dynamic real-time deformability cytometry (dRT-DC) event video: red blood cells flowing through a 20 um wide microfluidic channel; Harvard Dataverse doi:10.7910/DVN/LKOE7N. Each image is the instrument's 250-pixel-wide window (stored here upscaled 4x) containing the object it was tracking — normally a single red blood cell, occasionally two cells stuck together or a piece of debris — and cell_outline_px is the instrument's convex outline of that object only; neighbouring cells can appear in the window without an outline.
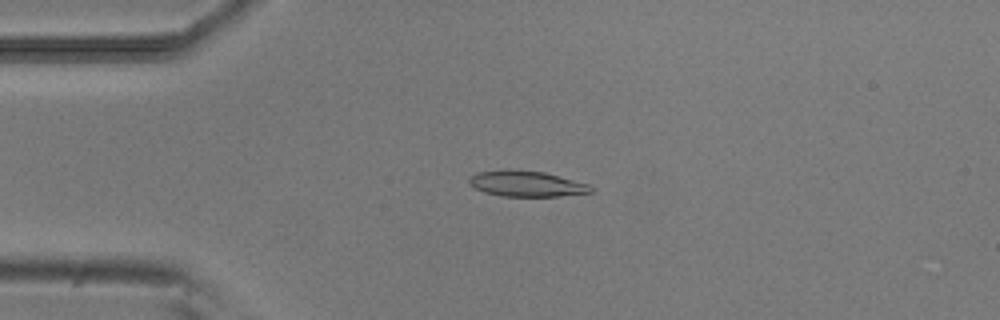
{"species": "common noctule bat (a hibernating species)", "species_latin": "Nyctalus noctula", "temperature_condition": "room temperature", "stored_images_in_passage": 52, "camera_frame_rate_fps": 3000, "um_per_image_px": 0.085, "animal": {"sex": "male", "body_mass_g": 20.5, "forearm_length_mm": 52.5}, "frame": {"image": 1, "passage_image": 12, "time_ms": 3.667, "image_size_px": [1000, 320], "cell_outline_px": [[592, 192], [560, 196], [500, 196], [484, 192], [468, 184], [468, 176], [476, 172], [508, 168], [544, 172], [588, 184], [592, 188]], "centroid_in_image_um": [44.66, 15.6], "position_along_channel_um": 40.3, "area_um2": 18.44}}
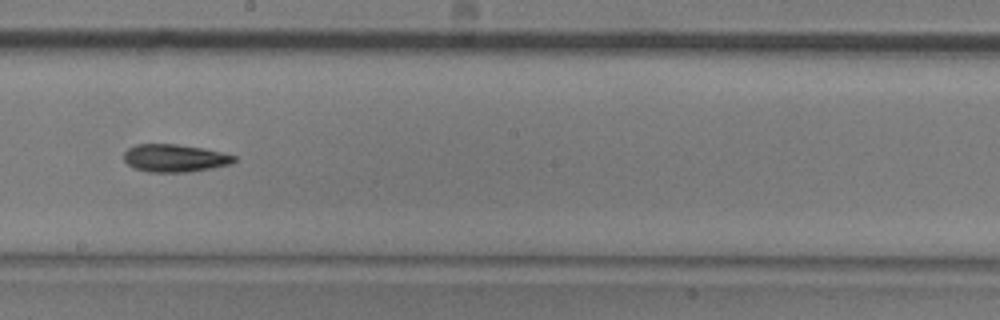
{"frame": {"image": 2, "passage_image": 29, "time_ms": 9.333, "image_size_px": [1000, 320], "cell_outline_px": [[236, 160], [232, 164], [212, 168], [188, 172], [148, 172], [132, 168], [124, 160], [124, 152], [128, 148], [136, 144], [176, 144], [204, 148], [236, 156]], "centroid_in_image_um": [14.84, 13.44], "position_along_channel_um": 233.4, "area_um2": 17.92}}
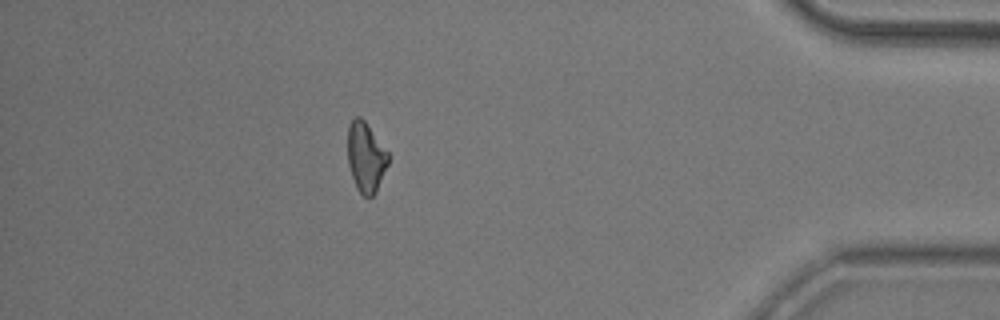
{"frame": {"image": 3, "passage_image": 46, "time_ms": 15.0, "image_size_px": [1000, 320], "cell_outline_px": [[388, 164], [376, 192], [368, 200], [356, 188], [348, 164], [348, 124], [356, 116], [360, 116], [364, 120], [388, 152]], "centroid_in_image_um": [31.09, 13.38], "position_along_channel_um": 404.1, "area_um2": 16.47}, "authors_computed_cell_mechanics": {"area_um2": 17.6868, "velocity_mm_per_s": 3.8249, "shape_relaxation_time_tau1_ms": 4.4098, "shape_relaxation_time_tau2_ms": null, "deformation_change_tau1": 0.1346, "deformation_change_tau2": null}}